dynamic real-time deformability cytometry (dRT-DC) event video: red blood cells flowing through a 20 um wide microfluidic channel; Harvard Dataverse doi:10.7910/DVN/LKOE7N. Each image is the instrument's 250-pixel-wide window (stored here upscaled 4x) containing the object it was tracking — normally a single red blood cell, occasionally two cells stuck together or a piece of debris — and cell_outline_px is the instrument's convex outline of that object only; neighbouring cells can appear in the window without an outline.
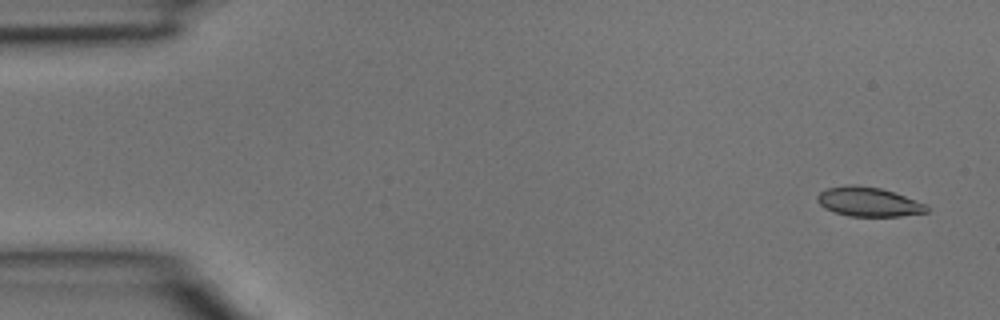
{"species": "common noctule bat (a hibernating species)", "species_latin": "Nyctalus noctula", "temperature_condition": "room temperature", "stored_images_in_passage": 4, "camera_frame_rate_fps": 3000, "um_per_image_px": 0.085, "animal": {"sex": "male", "body_mass_g": 15.6}, "frame": {"image": 1, "passage_image": 1, "time_ms": 0.0, "image_size_px": [1000, 320], "cell_outline_px": [[928, 212], [900, 216], [848, 216], [824, 208], [816, 200], [816, 196], [820, 192], [828, 188], [848, 184], [856, 184], [880, 188], [928, 204]], "centroid_in_image_um": [73.82, 17.15], "position_along_channel_um": 11.2, "area_um2": 18.67}}
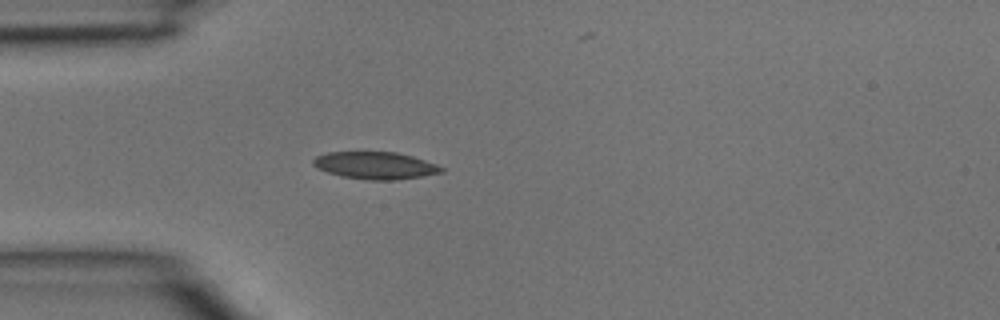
{"frame": {"image": 2, "passage_image": 4, "time_ms": 1.0, "image_size_px": [1000, 320], "cell_outline_px": [[444, 172], [396, 180], [368, 180], [340, 176], [328, 172], [312, 164], [312, 160], [316, 156], [328, 152], [396, 152], [412, 156], [436, 164], [444, 168]], "centroid_in_image_um": [31.9, 14.06], "position_along_channel_um": 53.1, "area_um2": 20.23}}